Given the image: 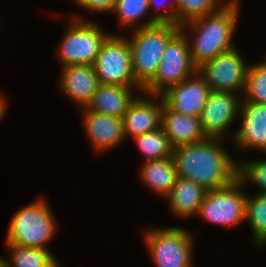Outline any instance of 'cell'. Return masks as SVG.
<instances>
[{
	"label": "cell",
	"instance_id": "obj_6",
	"mask_svg": "<svg viewBox=\"0 0 266 267\" xmlns=\"http://www.w3.org/2000/svg\"><path fill=\"white\" fill-rule=\"evenodd\" d=\"M187 36L180 30L167 44L155 76L143 87V93L161 95L197 72Z\"/></svg>",
	"mask_w": 266,
	"mask_h": 267
},
{
	"label": "cell",
	"instance_id": "obj_9",
	"mask_svg": "<svg viewBox=\"0 0 266 267\" xmlns=\"http://www.w3.org/2000/svg\"><path fill=\"white\" fill-rule=\"evenodd\" d=\"M244 184L237 178L231 184L207 191L197 215L218 225L231 227L245 221Z\"/></svg>",
	"mask_w": 266,
	"mask_h": 267
},
{
	"label": "cell",
	"instance_id": "obj_5",
	"mask_svg": "<svg viewBox=\"0 0 266 267\" xmlns=\"http://www.w3.org/2000/svg\"><path fill=\"white\" fill-rule=\"evenodd\" d=\"M66 29L56 52L62 67L93 65L110 34L103 32L98 23L79 16L70 19Z\"/></svg>",
	"mask_w": 266,
	"mask_h": 267
},
{
	"label": "cell",
	"instance_id": "obj_10",
	"mask_svg": "<svg viewBox=\"0 0 266 267\" xmlns=\"http://www.w3.org/2000/svg\"><path fill=\"white\" fill-rule=\"evenodd\" d=\"M249 64L233 48L198 67L209 89L215 92H244Z\"/></svg>",
	"mask_w": 266,
	"mask_h": 267
},
{
	"label": "cell",
	"instance_id": "obj_7",
	"mask_svg": "<svg viewBox=\"0 0 266 267\" xmlns=\"http://www.w3.org/2000/svg\"><path fill=\"white\" fill-rule=\"evenodd\" d=\"M193 237L180 227L151 228L144 232L147 250L157 267H192Z\"/></svg>",
	"mask_w": 266,
	"mask_h": 267
},
{
	"label": "cell",
	"instance_id": "obj_32",
	"mask_svg": "<svg viewBox=\"0 0 266 267\" xmlns=\"http://www.w3.org/2000/svg\"><path fill=\"white\" fill-rule=\"evenodd\" d=\"M6 259H3L0 257V267H6V262H5Z\"/></svg>",
	"mask_w": 266,
	"mask_h": 267
},
{
	"label": "cell",
	"instance_id": "obj_12",
	"mask_svg": "<svg viewBox=\"0 0 266 267\" xmlns=\"http://www.w3.org/2000/svg\"><path fill=\"white\" fill-rule=\"evenodd\" d=\"M211 90L198 71L161 94L173 111L199 117Z\"/></svg>",
	"mask_w": 266,
	"mask_h": 267
},
{
	"label": "cell",
	"instance_id": "obj_14",
	"mask_svg": "<svg viewBox=\"0 0 266 267\" xmlns=\"http://www.w3.org/2000/svg\"><path fill=\"white\" fill-rule=\"evenodd\" d=\"M241 128L230 135L240 151L256 148L266 154V104L241 100L239 115Z\"/></svg>",
	"mask_w": 266,
	"mask_h": 267
},
{
	"label": "cell",
	"instance_id": "obj_20",
	"mask_svg": "<svg viewBox=\"0 0 266 267\" xmlns=\"http://www.w3.org/2000/svg\"><path fill=\"white\" fill-rule=\"evenodd\" d=\"M140 176L146 186L162 197L169 194L178 178L172 157L144 161L140 167Z\"/></svg>",
	"mask_w": 266,
	"mask_h": 267
},
{
	"label": "cell",
	"instance_id": "obj_26",
	"mask_svg": "<svg viewBox=\"0 0 266 267\" xmlns=\"http://www.w3.org/2000/svg\"><path fill=\"white\" fill-rule=\"evenodd\" d=\"M149 0H117L113 12L117 16L120 27L134 28L137 22L149 13ZM143 17V18H142Z\"/></svg>",
	"mask_w": 266,
	"mask_h": 267
},
{
	"label": "cell",
	"instance_id": "obj_13",
	"mask_svg": "<svg viewBox=\"0 0 266 267\" xmlns=\"http://www.w3.org/2000/svg\"><path fill=\"white\" fill-rule=\"evenodd\" d=\"M144 94L145 97L137 96L124 113L125 140L127 137L134 138L161 127L164 104L161 95Z\"/></svg>",
	"mask_w": 266,
	"mask_h": 267
},
{
	"label": "cell",
	"instance_id": "obj_16",
	"mask_svg": "<svg viewBox=\"0 0 266 267\" xmlns=\"http://www.w3.org/2000/svg\"><path fill=\"white\" fill-rule=\"evenodd\" d=\"M60 77L62 93L77 105L79 104L80 108L87 106L100 85L93 65L62 67Z\"/></svg>",
	"mask_w": 266,
	"mask_h": 267
},
{
	"label": "cell",
	"instance_id": "obj_1",
	"mask_svg": "<svg viewBox=\"0 0 266 267\" xmlns=\"http://www.w3.org/2000/svg\"><path fill=\"white\" fill-rule=\"evenodd\" d=\"M224 139L173 148L172 159L179 177L191 179L207 191L225 187L238 178V162L223 148Z\"/></svg>",
	"mask_w": 266,
	"mask_h": 267
},
{
	"label": "cell",
	"instance_id": "obj_25",
	"mask_svg": "<svg viewBox=\"0 0 266 267\" xmlns=\"http://www.w3.org/2000/svg\"><path fill=\"white\" fill-rule=\"evenodd\" d=\"M242 100L266 104V60L249 64Z\"/></svg>",
	"mask_w": 266,
	"mask_h": 267
},
{
	"label": "cell",
	"instance_id": "obj_15",
	"mask_svg": "<svg viewBox=\"0 0 266 267\" xmlns=\"http://www.w3.org/2000/svg\"><path fill=\"white\" fill-rule=\"evenodd\" d=\"M82 109L83 126L94 150L104 153L125 141L123 118Z\"/></svg>",
	"mask_w": 266,
	"mask_h": 267
},
{
	"label": "cell",
	"instance_id": "obj_3",
	"mask_svg": "<svg viewBox=\"0 0 266 267\" xmlns=\"http://www.w3.org/2000/svg\"><path fill=\"white\" fill-rule=\"evenodd\" d=\"M128 39L135 81L143 88L156 74L168 42L180 31L172 23L136 28Z\"/></svg>",
	"mask_w": 266,
	"mask_h": 267
},
{
	"label": "cell",
	"instance_id": "obj_27",
	"mask_svg": "<svg viewBox=\"0 0 266 267\" xmlns=\"http://www.w3.org/2000/svg\"><path fill=\"white\" fill-rule=\"evenodd\" d=\"M238 178L246 186L252 182L259 188L258 193H266V160L239 161Z\"/></svg>",
	"mask_w": 266,
	"mask_h": 267
},
{
	"label": "cell",
	"instance_id": "obj_21",
	"mask_svg": "<svg viewBox=\"0 0 266 267\" xmlns=\"http://www.w3.org/2000/svg\"><path fill=\"white\" fill-rule=\"evenodd\" d=\"M250 224L253 242L266 245V193L246 197L245 221Z\"/></svg>",
	"mask_w": 266,
	"mask_h": 267
},
{
	"label": "cell",
	"instance_id": "obj_8",
	"mask_svg": "<svg viewBox=\"0 0 266 267\" xmlns=\"http://www.w3.org/2000/svg\"><path fill=\"white\" fill-rule=\"evenodd\" d=\"M100 84L140 86L132 70L131 49L124 36L110 34L93 64Z\"/></svg>",
	"mask_w": 266,
	"mask_h": 267
},
{
	"label": "cell",
	"instance_id": "obj_4",
	"mask_svg": "<svg viewBox=\"0 0 266 267\" xmlns=\"http://www.w3.org/2000/svg\"><path fill=\"white\" fill-rule=\"evenodd\" d=\"M8 227L6 244L45 249L56 234L57 222L48 203L41 198L17 210Z\"/></svg>",
	"mask_w": 266,
	"mask_h": 267
},
{
	"label": "cell",
	"instance_id": "obj_2",
	"mask_svg": "<svg viewBox=\"0 0 266 267\" xmlns=\"http://www.w3.org/2000/svg\"><path fill=\"white\" fill-rule=\"evenodd\" d=\"M239 10L238 0H230L220 11L180 26V30L187 36L191 59L197 68L236 47L233 36Z\"/></svg>",
	"mask_w": 266,
	"mask_h": 267
},
{
	"label": "cell",
	"instance_id": "obj_30",
	"mask_svg": "<svg viewBox=\"0 0 266 267\" xmlns=\"http://www.w3.org/2000/svg\"><path fill=\"white\" fill-rule=\"evenodd\" d=\"M4 96L0 92V120L3 115H5V112L7 111V102L4 100Z\"/></svg>",
	"mask_w": 266,
	"mask_h": 267
},
{
	"label": "cell",
	"instance_id": "obj_22",
	"mask_svg": "<svg viewBox=\"0 0 266 267\" xmlns=\"http://www.w3.org/2000/svg\"><path fill=\"white\" fill-rule=\"evenodd\" d=\"M133 140L141 151L144 161L172 157L173 147L162 127L134 137Z\"/></svg>",
	"mask_w": 266,
	"mask_h": 267
},
{
	"label": "cell",
	"instance_id": "obj_19",
	"mask_svg": "<svg viewBox=\"0 0 266 267\" xmlns=\"http://www.w3.org/2000/svg\"><path fill=\"white\" fill-rule=\"evenodd\" d=\"M207 190L191 179L177 178L169 194L165 197L173 214L189 218L198 213Z\"/></svg>",
	"mask_w": 266,
	"mask_h": 267
},
{
	"label": "cell",
	"instance_id": "obj_23",
	"mask_svg": "<svg viewBox=\"0 0 266 267\" xmlns=\"http://www.w3.org/2000/svg\"><path fill=\"white\" fill-rule=\"evenodd\" d=\"M8 247L11 257L9 261L5 260L6 267H48L56 259L47 247L28 248L7 244Z\"/></svg>",
	"mask_w": 266,
	"mask_h": 267
},
{
	"label": "cell",
	"instance_id": "obj_29",
	"mask_svg": "<svg viewBox=\"0 0 266 267\" xmlns=\"http://www.w3.org/2000/svg\"><path fill=\"white\" fill-rule=\"evenodd\" d=\"M73 2L85 10L109 14L113 11L117 0H73Z\"/></svg>",
	"mask_w": 266,
	"mask_h": 267
},
{
	"label": "cell",
	"instance_id": "obj_18",
	"mask_svg": "<svg viewBox=\"0 0 266 267\" xmlns=\"http://www.w3.org/2000/svg\"><path fill=\"white\" fill-rule=\"evenodd\" d=\"M134 90L143 93L141 86L100 84L85 109L99 114L123 118L124 113L136 98L131 94L135 92Z\"/></svg>",
	"mask_w": 266,
	"mask_h": 267
},
{
	"label": "cell",
	"instance_id": "obj_24",
	"mask_svg": "<svg viewBox=\"0 0 266 267\" xmlns=\"http://www.w3.org/2000/svg\"><path fill=\"white\" fill-rule=\"evenodd\" d=\"M229 2L228 0L224 4H221V0H177L176 25L181 26L194 19L216 13L223 9Z\"/></svg>",
	"mask_w": 266,
	"mask_h": 267
},
{
	"label": "cell",
	"instance_id": "obj_28",
	"mask_svg": "<svg viewBox=\"0 0 266 267\" xmlns=\"http://www.w3.org/2000/svg\"><path fill=\"white\" fill-rule=\"evenodd\" d=\"M173 3L166 4L164 0H149V8L152 9V7L156 10H159L153 14L154 16H151V18L142 23L141 25L139 24L138 26L135 25V29L141 28V27H146L153 25L155 23H172L176 24V3L177 0H173ZM164 8V11L163 9ZM162 9V10H161Z\"/></svg>",
	"mask_w": 266,
	"mask_h": 267
},
{
	"label": "cell",
	"instance_id": "obj_17",
	"mask_svg": "<svg viewBox=\"0 0 266 267\" xmlns=\"http://www.w3.org/2000/svg\"><path fill=\"white\" fill-rule=\"evenodd\" d=\"M161 127L173 148L198 143L208 138L202 129L199 117L170 110L165 104H163Z\"/></svg>",
	"mask_w": 266,
	"mask_h": 267
},
{
	"label": "cell",
	"instance_id": "obj_11",
	"mask_svg": "<svg viewBox=\"0 0 266 267\" xmlns=\"http://www.w3.org/2000/svg\"><path fill=\"white\" fill-rule=\"evenodd\" d=\"M237 96L232 92L211 91L209 93L199 116L202 129L207 137L224 139L228 132L226 130L239 115L241 100Z\"/></svg>",
	"mask_w": 266,
	"mask_h": 267
},
{
	"label": "cell",
	"instance_id": "obj_31",
	"mask_svg": "<svg viewBox=\"0 0 266 267\" xmlns=\"http://www.w3.org/2000/svg\"><path fill=\"white\" fill-rule=\"evenodd\" d=\"M60 264L58 263L57 259H55L48 267H59Z\"/></svg>",
	"mask_w": 266,
	"mask_h": 267
}]
</instances>
